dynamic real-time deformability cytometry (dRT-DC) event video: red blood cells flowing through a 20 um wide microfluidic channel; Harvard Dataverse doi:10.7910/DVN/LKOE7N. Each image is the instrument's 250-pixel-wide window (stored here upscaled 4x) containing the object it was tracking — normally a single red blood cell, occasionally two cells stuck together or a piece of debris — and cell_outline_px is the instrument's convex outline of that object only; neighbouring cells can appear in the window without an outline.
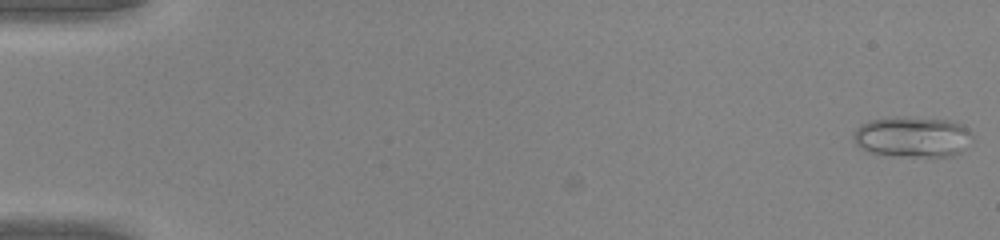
{"species": "common noctule bat (a hibernating species)", "species_latin": "Nyctalus noctula", "temperature_condition": "warm", "stored_images_in_passage": 2, "camera_frame_rate_fps": 3000, "um_per_image_px": 0.085, "animal": {"sex": "male", "body_mass_g": 20.0, "forearm_length_mm": 53.3}, "frame": {"image": 1, "passage_image": 2, "time_ms": 0.333, "image_size_px": [1000, 240], "cell_outline_px": [[972, 136], [964, 148], [960, 152], [952, 156], [896, 156], [868, 152], [860, 148], [856, 144], [852, 136], [856, 128], [860, 124], [868, 120], [896, 116], [912, 116], [948, 120], [964, 124], [968, 128]], "centroid_in_image_um": [77.52, 11.61], "position_along_channel_um": 7.5, "area_um2": 28.61}}